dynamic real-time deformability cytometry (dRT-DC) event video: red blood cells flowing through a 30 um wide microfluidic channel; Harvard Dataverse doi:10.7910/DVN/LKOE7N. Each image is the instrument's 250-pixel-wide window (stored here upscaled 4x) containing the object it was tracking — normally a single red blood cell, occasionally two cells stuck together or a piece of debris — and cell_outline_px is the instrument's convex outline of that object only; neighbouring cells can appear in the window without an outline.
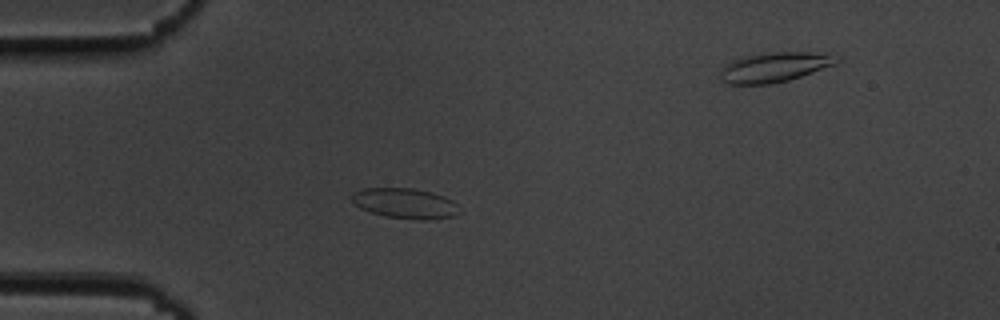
{"species": "common noctule bat (a hibernating species)", "species_latin": "Nyctalus noctula", "temperature_condition": "cold", "stored_images_in_passage": 55, "camera_frame_rate_fps": 3000, "um_per_image_px": 0.085, "animal": {"sex": "male", "body_mass_g": 19.5, "forearm_length_mm": 54.6}, "frame": {"image": 1, "passage_image": 15, "time_ms": 4.667, "image_size_px": [1000, 320], "cell_outline_px": [[460, 212], [456, 216], [428, 220], [420, 220], [384, 216], [360, 208], [352, 200], [352, 196], [356, 192], [364, 188], [412, 188], [432, 192], [444, 196], [452, 200], [456, 204]], "centroid_in_image_um": [34.48, 17.29], "position_along_channel_um": 50.5, "area_um2": 18.9}}
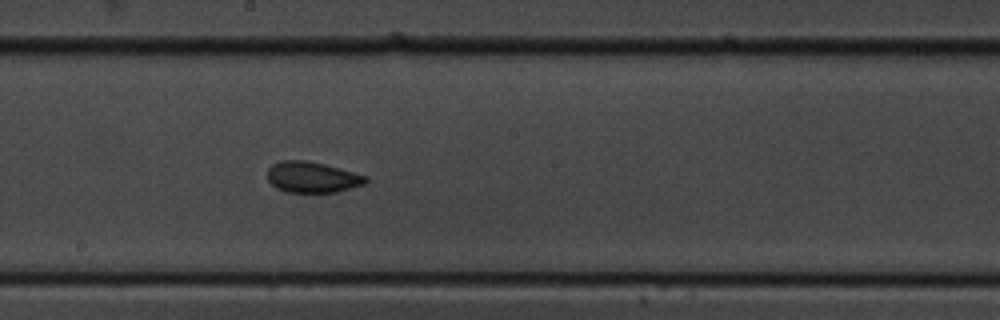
{"frame": {"image": 2, "passage_image": 30, "time_ms": 9.667, "image_size_px": [1000, 320], "cell_outline_px": [[368, 180], [364, 184], [336, 192], [288, 192], [276, 188], [268, 180], [268, 168], [272, 164], [280, 160], [304, 160], [324, 164], [368, 176]], "centroid_in_image_um": [26.52, 15.05], "position_along_channel_um": 221.7, "area_um2": 17.63}}
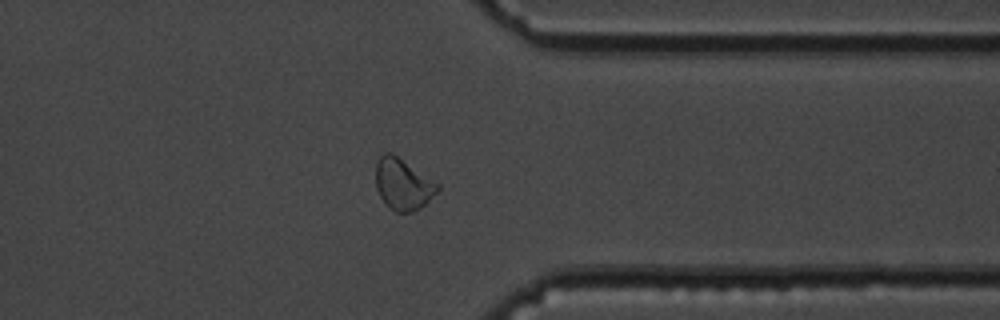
{"frame": {"image": 3, "passage_image": 43, "time_ms": 14.0, "image_size_px": [1000, 320], "cell_outline_px": [[440, 188], [420, 208], [412, 212], [396, 212], [388, 208], [384, 204], [376, 188], [376, 160], [384, 152], [392, 152], [440, 184]], "centroid_in_image_um": [34.22, 15.65], "position_along_channel_um": 377.2, "area_um2": 18.61}, "authors_computed_cell_mechanics": {"area_um2": 18.4382, "velocity_mm_per_s": 3.6759, "shape_relaxation_time_tau1_ms": null, "shape_relaxation_time_tau2_ms": 1.3057, "deformation_change_tau1": null, "deformation_change_tau2": 0.0639}}